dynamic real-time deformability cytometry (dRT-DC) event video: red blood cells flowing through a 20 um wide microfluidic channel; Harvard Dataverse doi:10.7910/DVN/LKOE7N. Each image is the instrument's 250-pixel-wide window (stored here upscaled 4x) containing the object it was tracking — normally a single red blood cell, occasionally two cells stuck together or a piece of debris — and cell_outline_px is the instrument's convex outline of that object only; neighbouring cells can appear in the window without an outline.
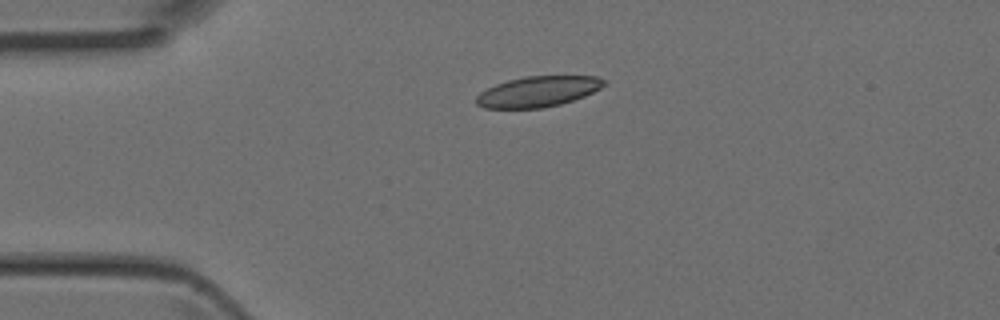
{"species": "Egyptian fruit bat (a non-hibernating species)", "species_latin": "Rousettus aegyptiacus", "temperature_condition": "room temperature", "stored_images_in_passage": 5, "camera_frame_rate_fps": 3000, "um_per_image_px": 0.085, "animal": {"sex": "female"}, "frame": {"image": 1, "passage_image": 5, "time_ms": 1.333, "image_size_px": [1000, 320], "cell_outline_px": [[608, 84], [584, 96], [560, 104], [540, 108], [484, 108], [476, 104], [476, 96], [480, 92], [496, 84], [508, 80], [524, 76], [596, 76], [608, 80]], "centroid_in_image_um": [45.75, 7.77], "position_along_channel_um": 39.3, "area_um2": 22.77}}